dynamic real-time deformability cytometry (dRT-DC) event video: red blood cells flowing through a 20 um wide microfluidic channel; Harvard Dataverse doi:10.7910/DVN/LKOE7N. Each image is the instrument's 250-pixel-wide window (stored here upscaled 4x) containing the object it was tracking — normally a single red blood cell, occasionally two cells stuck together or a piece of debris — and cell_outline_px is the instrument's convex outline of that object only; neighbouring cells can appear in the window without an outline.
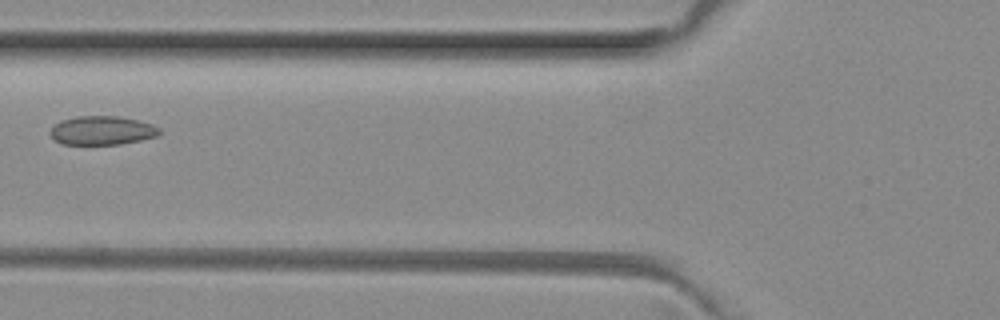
{"species": "common noctule bat (a hibernating species)", "species_latin": "Nyctalus noctula", "temperature_condition": "room temperature", "stored_images_in_passage": 4, "camera_frame_rate_fps": 3000, "um_per_image_px": 0.085, "animal": {"sex": "female", "body_mass_g": 29.2, "forearm_length_mm": 56.3}, "frame": {"image": 1, "passage_image": 3, "time_ms": 0.667, "image_size_px": [1000, 320], "cell_outline_px": [[160, 136], [120, 144], [60, 144], [48, 132], [60, 120], [76, 116], [120, 116], [152, 124], [160, 128]], "centroid_in_image_um": [8.68, 11.08], "position_along_channel_um": 117.1, "area_um2": 18.38}}
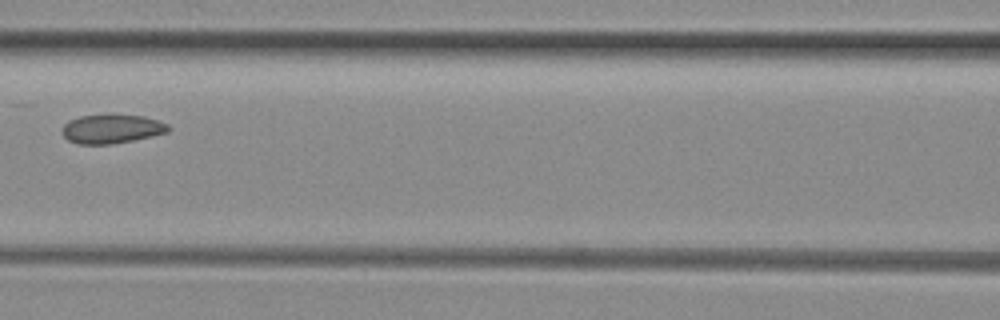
{"frame": {"image": 2, "passage_image": 4, "time_ms": 1.0, "image_size_px": [1000, 320], "cell_outline_px": [[172, 128], [168, 132], [152, 136], [112, 144], [76, 144], [68, 140], [64, 136], [64, 124], [68, 120], [80, 116], [144, 116], [168, 124]], "centroid_in_image_um": [9.51, 10.98], "position_along_channel_um": 157.1, "area_um2": 17.51}}